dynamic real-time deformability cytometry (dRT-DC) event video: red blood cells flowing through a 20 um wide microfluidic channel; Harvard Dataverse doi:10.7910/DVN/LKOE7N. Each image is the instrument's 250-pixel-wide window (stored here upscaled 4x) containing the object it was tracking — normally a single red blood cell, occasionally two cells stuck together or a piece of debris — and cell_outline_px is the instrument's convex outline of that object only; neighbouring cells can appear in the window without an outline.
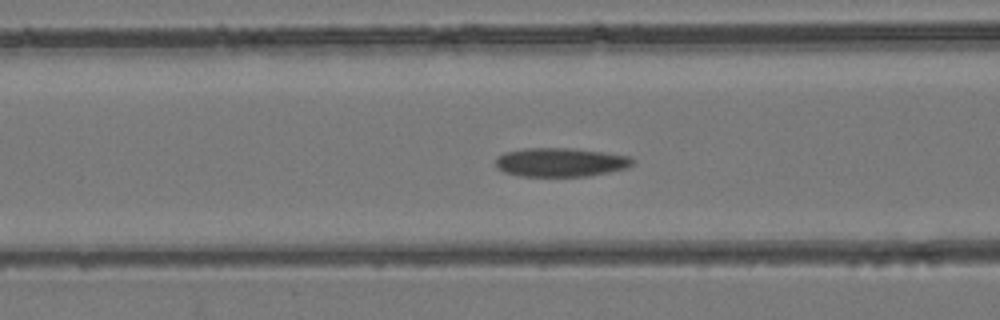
{"species": "common noctule bat (a hibernating species)", "species_latin": "Nyctalus noctula", "temperature_condition": "room temperature", "stored_images_in_passage": 40, "camera_frame_rate_fps": 3000, "um_per_image_px": 0.085, "animal": {"sex": "female", "body_mass_g": 24.6, "forearm_length_mm": 56.2}, "frame": {"image": 1, "passage_image": 9, "time_ms": 2.667, "image_size_px": [1000, 320], "cell_outline_px": [[636, 160], [628, 168], [588, 176], [520, 176], [504, 172], [496, 168], [496, 156], [504, 152], [524, 148], [568, 148], [604, 152], [628, 156]], "centroid_in_image_um": [47.62, 13.79], "position_along_channel_um": 119.0, "area_um2": 23.12}}
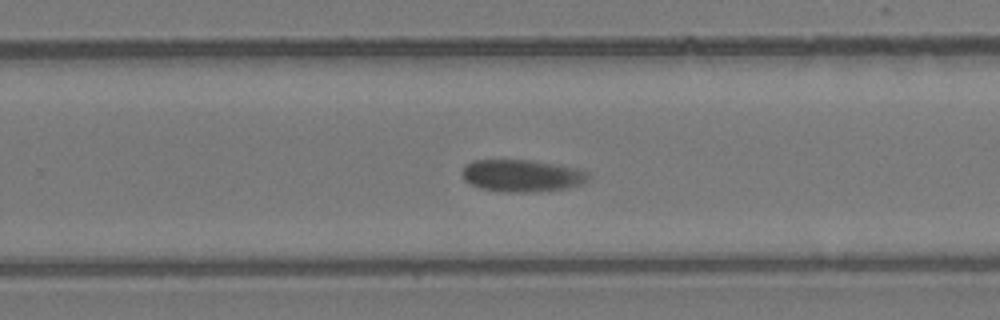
{"frame": {"image": 2, "passage_image": 21, "time_ms": 6.667, "image_size_px": [1000, 320], "cell_outline_px": [[592, 176], [588, 180], [580, 184], [568, 188], [524, 192], [508, 192], [480, 188], [464, 180], [460, 172], [464, 164], [472, 160], [532, 160], [580, 168], [588, 172]], "centroid_in_image_um": [44.36, 14.91], "position_along_channel_um": 285.4, "area_um2": 23.87}}
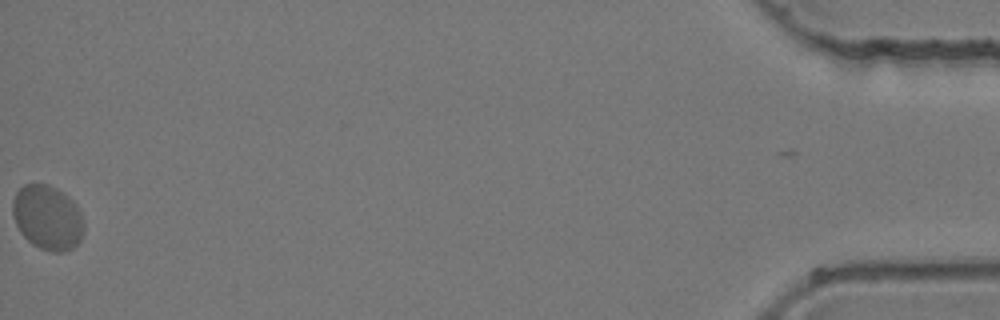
{"frame": {"image": 3, "passage_image": 39, "time_ms": 12.667, "image_size_px": [1000, 320], "cell_outline_px": [[84, 232], [80, 240], [72, 248], [64, 252], [52, 252], [40, 248], [32, 244], [20, 232], [16, 224], [12, 212], [12, 200], [16, 192], [24, 184], [44, 184], [56, 188], [68, 196], [76, 204], [84, 220]], "centroid_in_image_um": [4.04, 18.5], "position_along_channel_um": 431.2, "area_um2": 26.93}}